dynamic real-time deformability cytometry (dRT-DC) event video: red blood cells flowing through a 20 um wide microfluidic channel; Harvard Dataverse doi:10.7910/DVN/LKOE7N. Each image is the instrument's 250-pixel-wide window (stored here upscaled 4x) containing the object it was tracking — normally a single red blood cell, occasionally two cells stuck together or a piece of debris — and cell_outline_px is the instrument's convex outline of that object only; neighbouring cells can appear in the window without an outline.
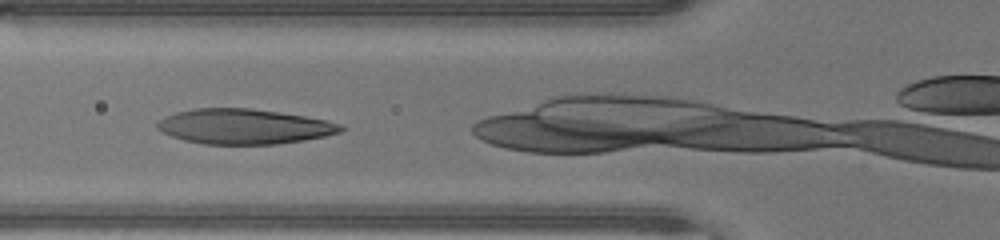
{"species": "human", "species_latin": "Homo sapiens", "temperature_condition": "warm", "stored_images_in_passage": 32, "camera_frame_rate_fps": 3000, "um_per_image_px": 0.085, "donor": {"sex": "male"}, "frame": {"image": 1, "passage_image": 3, "time_ms": 0.667, "image_size_px": [1000, 240], "cell_outline_px": [[348, 128], [340, 132], [324, 136], [304, 140], [276, 144], [204, 144], [184, 140], [172, 136], [156, 128], [156, 124], [160, 120], [176, 112], [192, 108], [248, 108], [304, 116], [328, 120], [340, 124]], "centroid_in_image_um": [20.76, 10.75], "position_along_channel_um": 105.0, "area_um2": 37.34}}
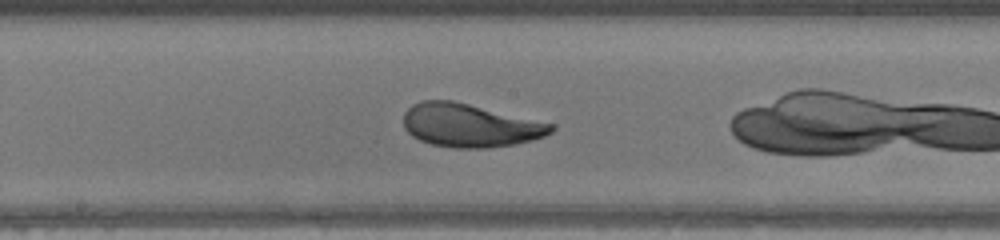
{"frame": {"image": 2, "passage_image": 10, "time_ms": 3.0, "image_size_px": [1000, 240], "cell_outline_px": [[556, 128], [552, 132], [544, 136], [532, 140], [512, 144], [488, 148], [452, 148], [432, 144], [420, 140], [412, 136], [404, 128], [404, 112], [412, 104], [420, 100], [452, 100], [556, 124]], "centroid_in_image_um": [39.94, 10.65], "position_along_channel_um": 208.3, "area_um2": 37.4}}
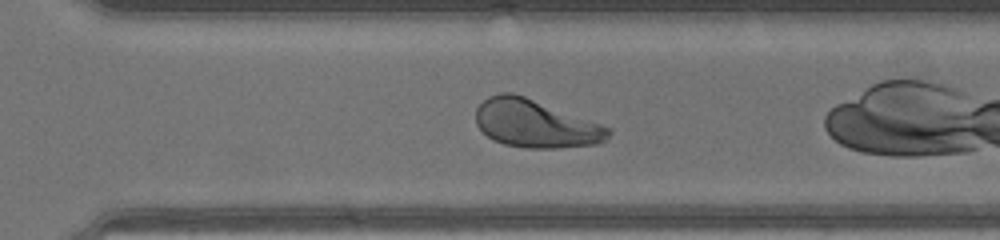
{"frame": {"image": 3, "passage_image": 18, "time_ms": 5.667, "image_size_px": [1000, 240], "cell_outline_px": [[612, 132], [600, 144], [556, 148], [524, 148], [504, 144], [492, 140], [476, 124], [476, 108], [488, 96], [500, 92], [512, 92], [524, 96], [600, 124], [608, 128]], "centroid_in_image_um": [45.47, 10.52], "position_along_channel_um": 325.1, "area_um2": 36.7}}